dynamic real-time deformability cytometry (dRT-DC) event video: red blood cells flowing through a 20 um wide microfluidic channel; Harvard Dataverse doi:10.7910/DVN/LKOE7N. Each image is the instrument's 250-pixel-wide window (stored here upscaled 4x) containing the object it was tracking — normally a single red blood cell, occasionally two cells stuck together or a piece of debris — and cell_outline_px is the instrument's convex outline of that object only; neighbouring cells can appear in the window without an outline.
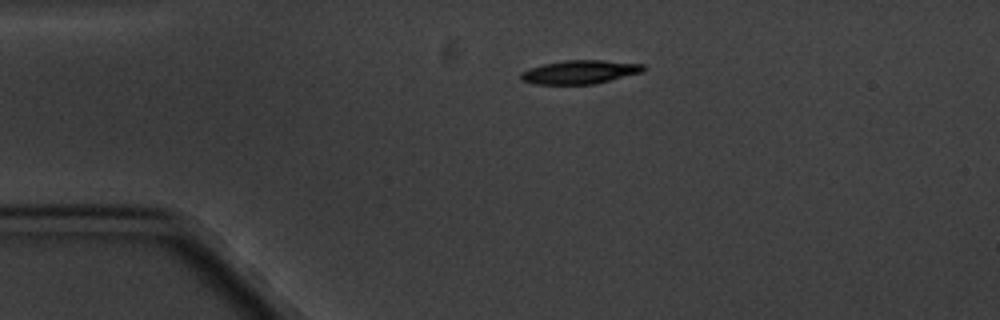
{"species": "common noctule bat (a hibernating species)", "species_latin": "Nyctalus noctula", "temperature_condition": "cold", "stored_images_in_passage": 2, "camera_frame_rate_fps": 3000, "um_per_image_px": 0.085, "animal": {"sex": "male", "body_mass_g": 20.1, "forearm_length_mm": 53.5}, "frame": {"image": 1, "passage_image": 1, "time_ms": 0.0, "image_size_px": [1000, 320], "cell_outline_px": [[648, 68], [644, 72], [592, 84], [536, 84], [520, 80], [520, 72], [544, 64], [564, 60], [604, 60], [644, 64]], "centroid_in_image_um": [49.33, 6.11], "position_along_channel_um": 35.7, "area_um2": 16.88}}